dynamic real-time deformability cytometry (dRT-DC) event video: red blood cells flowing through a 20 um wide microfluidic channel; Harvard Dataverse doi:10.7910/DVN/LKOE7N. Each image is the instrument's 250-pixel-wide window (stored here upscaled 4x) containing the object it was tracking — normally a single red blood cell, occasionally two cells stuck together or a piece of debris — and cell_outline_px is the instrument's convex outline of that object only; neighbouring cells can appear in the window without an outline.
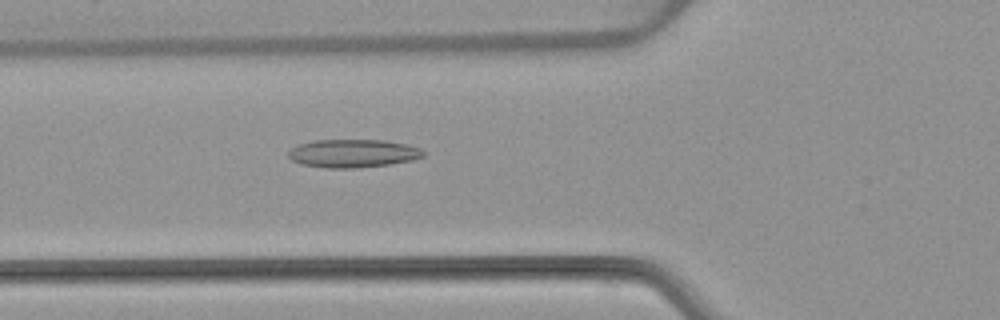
{"species": "common noctule bat (a hibernating species)", "species_latin": "Nyctalus noctula", "temperature_condition": "warm", "stored_images_in_passage": 53, "camera_frame_rate_fps": 3000, "um_per_image_px": 0.085, "animal": {"sex": "female", "body_mass_g": 22.7, "forearm_length_mm": 54.2}, "frame": {"image": 1, "passage_image": 19, "time_ms": 6.0, "image_size_px": [1000, 320], "cell_outline_px": [[424, 156], [412, 160], [388, 164], [356, 168], [324, 168], [304, 164], [292, 160], [288, 156], [288, 152], [296, 144], [312, 140], [384, 140], [408, 144], [420, 148], [424, 152]], "centroid_in_image_um": [29.99, 13.03], "position_along_channel_um": 95.8, "area_um2": 22.2}}
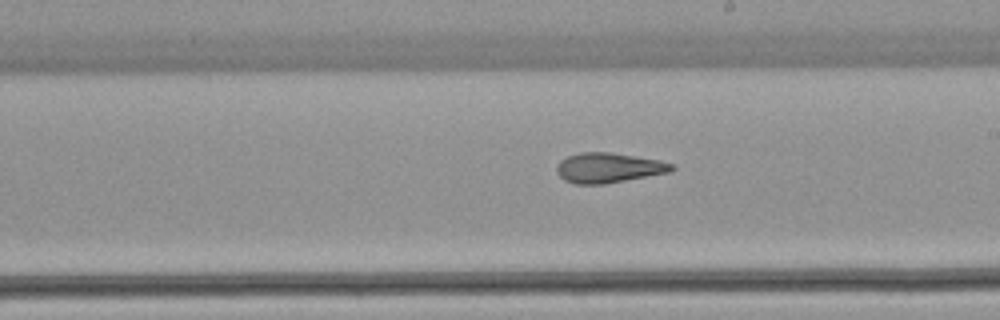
{"frame": {"image": 2, "passage_image": 30, "time_ms": 9.667, "image_size_px": [1000, 320], "cell_outline_px": [[676, 168], [672, 172], [604, 184], [572, 184], [564, 180], [556, 172], [556, 164], [560, 160], [568, 156], [580, 152], [608, 152], [660, 160], [672, 164]], "centroid_in_image_um": [51.71, 14.27], "position_along_channel_um": 237.3, "area_um2": 20.23}}
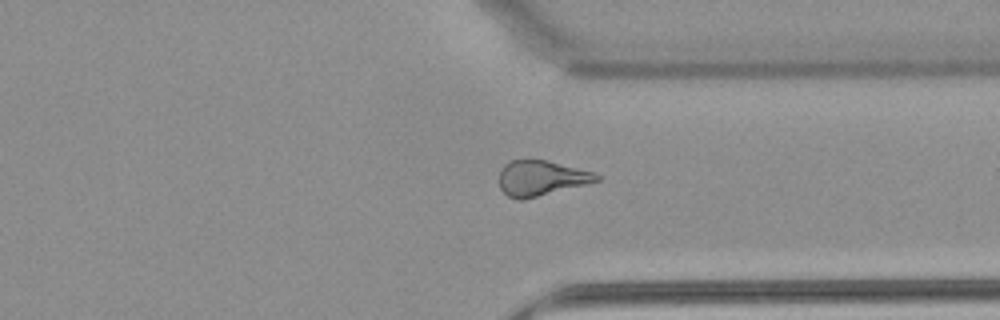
{"frame": {"image": 3, "passage_image": 40, "time_ms": 13.0, "image_size_px": [1000, 320], "cell_outline_px": [[600, 180], [524, 200], [516, 200], [508, 196], [500, 188], [500, 168], [508, 160], [548, 160], [596, 172], [600, 176]], "centroid_in_image_um": [45.99, 15.13], "position_along_channel_um": 365.4, "area_um2": 20.11}, "authors_computed_cell_mechanics": {"area_um2": 21.8484, "velocity_mm_per_s": 3.8494, "shape_relaxation_time_tau1_ms": null, "shape_relaxation_time_tau2_ms": 3.6004, "deformation_change_tau1": null, "deformation_change_tau2": 0.1332}}